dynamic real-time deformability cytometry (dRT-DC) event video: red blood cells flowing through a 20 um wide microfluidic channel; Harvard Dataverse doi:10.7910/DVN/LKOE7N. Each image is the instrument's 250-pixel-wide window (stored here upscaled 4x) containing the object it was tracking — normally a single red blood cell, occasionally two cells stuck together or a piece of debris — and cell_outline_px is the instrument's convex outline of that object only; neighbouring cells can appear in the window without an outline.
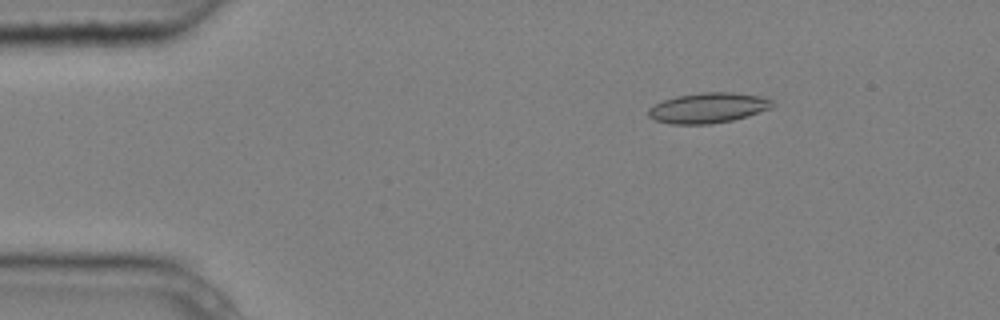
{"species": "common noctule bat (a hibernating species)", "species_latin": "Nyctalus noctula", "temperature_condition": "cold", "stored_images_in_passage": 5, "camera_frame_rate_fps": 3000, "um_per_image_px": 0.085, "animal": {"sex": "male", "body_mass_g": 20.4}, "frame": {"image": 1, "passage_image": 3, "time_ms": 0.667, "image_size_px": [1000, 320], "cell_outline_px": [[776, 104], [772, 108], [748, 116], [732, 120], [712, 124], [668, 124], [656, 120], [648, 116], [648, 108], [664, 100], [676, 96], [700, 92], [732, 92], [760, 96], [772, 100]], "centroid_in_image_um": [60.21, 9.17], "position_along_channel_um": 24.8, "area_um2": 22.02}}